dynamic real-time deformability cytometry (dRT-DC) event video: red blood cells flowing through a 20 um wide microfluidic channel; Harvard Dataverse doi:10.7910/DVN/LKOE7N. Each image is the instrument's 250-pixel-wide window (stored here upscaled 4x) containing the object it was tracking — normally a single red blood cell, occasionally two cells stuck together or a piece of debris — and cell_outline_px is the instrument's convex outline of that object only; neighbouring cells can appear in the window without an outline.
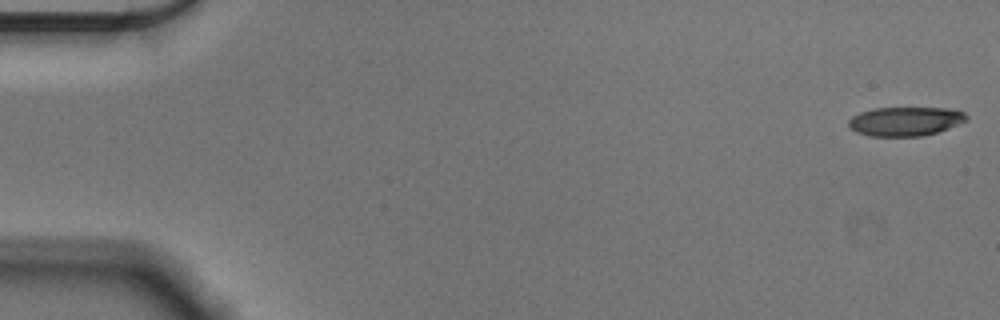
{"species": "Egyptian fruit bat (a non-hibernating species)", "species_latin": "Rousettus aegyptiacus", "temperature_condition": "cold", "stored_images_in_passage": 56, "camera_frame_rate_fps": 3000, "um_per_image_px": 0.085, "animal": {"sex": "male"}, "frame": {"image": 1, "passage_image": 1, "time_ms": 0.0, "image_size_px": [1000, 320], "cell_outline_px": [[968, 120], [948, 128], [936, 132], [920, 136], [868, 136], [856, 132], [848, 124], [848, 120], [852, 116], [860, 112], [876, 108], [956, 108], [964, 112], [968, 116]], "centroid_in_image_um": [76.97, 10.3], "position_along_channel_um": 8.0, "area_um2": 20.0}}
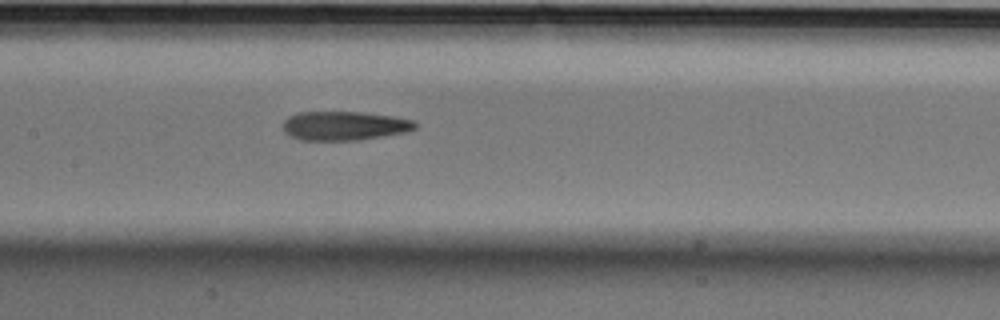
{"frame": {"image": 2, "passage_image": 27, "time_ms": 8.667, "image_size_px": [1000, 320], "cell_outline_px": [[416, 128], [408, 132], [360, 140], [300, 140], [288, 136], [284, 132], [284, 120], [288, 116], [300, 112], [364, 112], [392, 116], [416, 120]], "centroid_in_image_um": [29.29, 10.69], "position_along_channel_um": 178.1, "area_um2": 22.6}}
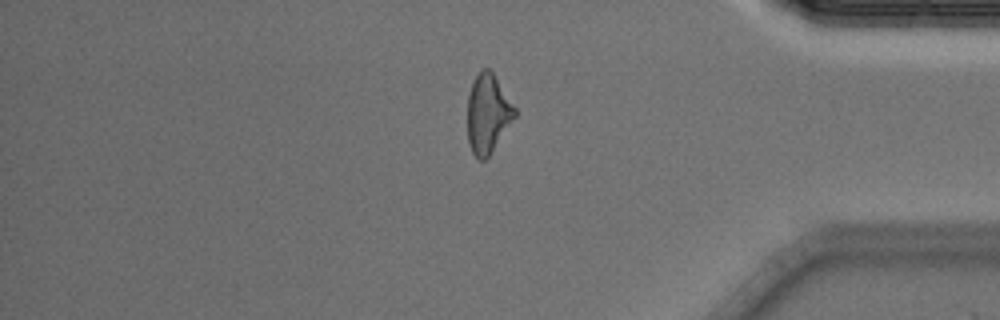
{"frame": {"image": 3, "passage_image": 47, "time_ms": 15.333, "image_size_px": [1000, 320], "cell_outline_px": [[516, 116], [488, 156], [484, 160], [480, 160], [472, 152], [468, 140], [468, 96], [472, 84], [480, 68], [488, 68], [496, 76], [516, 108]], "centroid_in_image_um": [41.47, 9.62], "position_along_channel_um": 393.7, "area_um2": 21.56}, "authors_computed_cell_mechanics": {"area_um2": 22.1085, "velocity_mm_per_s": 3.586, "shape_relaxation_time_tau1_ms": 6.6175, "shape_relaxation_time_tau2_ms": 4.27, "deformation_change_tau1": 0.1976, "deformation_change_tau2": 0.1706}}